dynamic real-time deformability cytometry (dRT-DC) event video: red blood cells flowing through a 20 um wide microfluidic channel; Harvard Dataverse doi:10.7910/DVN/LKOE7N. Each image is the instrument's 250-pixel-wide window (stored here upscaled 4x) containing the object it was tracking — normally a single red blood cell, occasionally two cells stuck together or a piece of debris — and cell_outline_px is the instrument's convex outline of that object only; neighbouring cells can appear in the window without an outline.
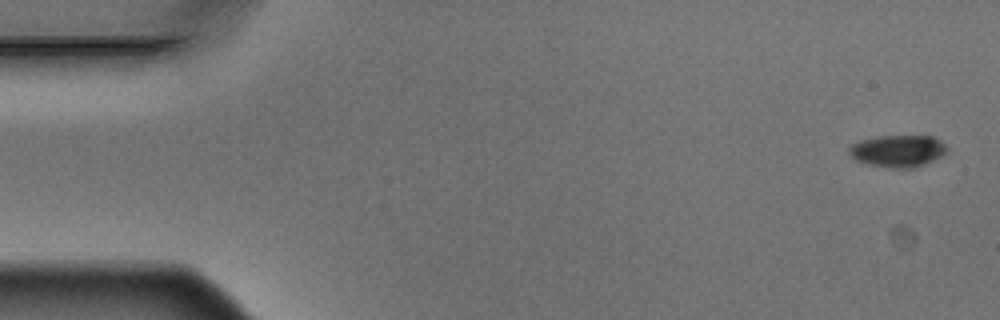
{"species": "Egyptian fruit bat (a non-hibernating species)", "species_latin": "Rousettus aegyptiacus", "temperature_condition": "warm", "stored_images_in_passage": 5, "camera_frame_rate_fps": 3000, "um_per_image_px": 0.085, "animal": {"sex": "male"}, "frame": {"image": 1, "passage_image": 1, "time_ms": 0.0, "image_size_px": [1000, 320], "cell_outline_px": [[948, 148], [940, 156], [924, 164], [912, 168], [892, 168], [872, 164], [856, 160], [848, 152], [848, 148], [852, 144], [860, 140], [876, 136], [932, 136], [940, 140]], "centroid_in_image_um": [76.3, 12.81], "position_along_channel_um": 8.7, "area_um2": 17.98}}
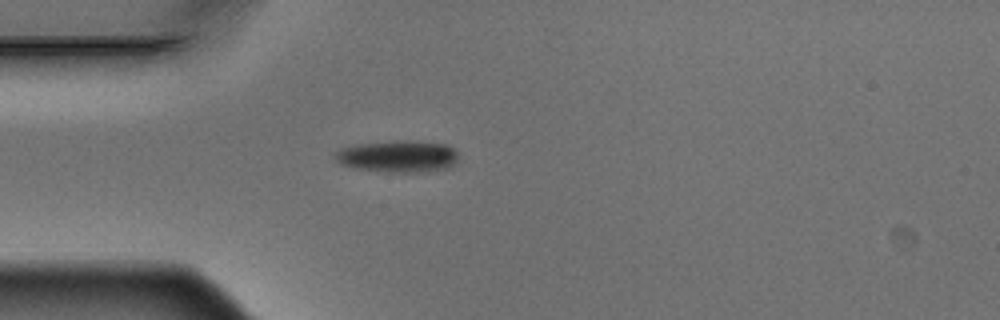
{"frame": {"image": 2, "passage_image": 5, "time_ms": 1.333, "image_size_px": [1000, 320], "cell_outline_px": [[460, 156], [456, 164], [448, 168], [432, 172], [392, 172], [356, 168], [340, 164], [332, 156], [340, 148], [356, 144], [392, 140], [412, 140], [448, 144]], "centroid_in_image_um": [33.87, 13.28], "position_along_channel_um": 51.1, "area_um2": 23.47}}